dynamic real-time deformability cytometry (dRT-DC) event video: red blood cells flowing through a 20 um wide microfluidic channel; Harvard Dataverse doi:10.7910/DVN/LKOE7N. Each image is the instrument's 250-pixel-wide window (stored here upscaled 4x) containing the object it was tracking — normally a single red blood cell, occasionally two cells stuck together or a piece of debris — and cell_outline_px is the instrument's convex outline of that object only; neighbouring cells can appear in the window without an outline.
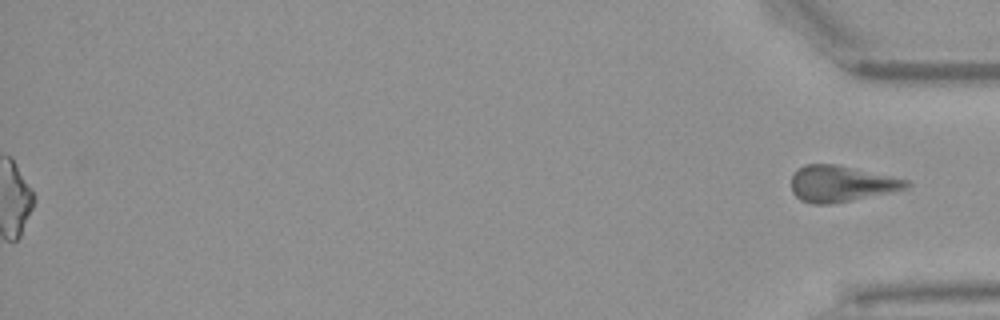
{"species": "Egyptian fruit bat (a non-hibernating species)", "species_latin": "Rousettus aegyptiacus", "temperature_condition": "warm", "stored_images_in_passage": 37, "segment_of_instrument_passage": [2, 2], "camera_frame_rate_fps": 3000, "um_per_image_px": 0.085, "animal": {"sex": "female"}, "frame": {"image": 1, "passage_image": 37, "time_ms": 12.0, "image_size_px": [1000, 320], "cell_outline_px": [[912, 184], [908, 188], [852, 200], [828, 204], [812, 204], [800, 200], [792, 192], [792, 176], [796, 168], [804, 164], [836, 164], [908, 180]], "centroid_in_image_um": [71.46, 15.61], "position_along_channel_um": 363.7, "area_um2": 24.1}}